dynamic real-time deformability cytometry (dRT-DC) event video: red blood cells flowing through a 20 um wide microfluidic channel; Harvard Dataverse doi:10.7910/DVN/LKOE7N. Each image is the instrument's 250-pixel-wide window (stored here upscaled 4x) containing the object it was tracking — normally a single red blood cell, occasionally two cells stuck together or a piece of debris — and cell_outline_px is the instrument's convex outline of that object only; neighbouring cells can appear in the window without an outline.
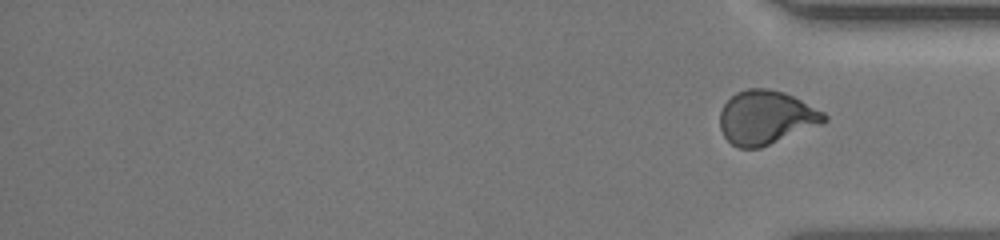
{"species": "human", "species_latin": "Homo sapiens", "temperature_condition": "room temperature", "stored_images_in_passage": 27, "segment_of_instrument_passage": [2, 2], "camera_frame_rate_fps": 3000, "um_per_image_px": 0.085, "donor": {"sex": "female"}, "frame": {"image": 1, "passage_image": 27, "time_ms": 12.667, "image_size_px": [1000, 240], "cell_outline_px": [[828, 120], [824, 124], [760, 148], [736, 148], [724, 136], [720, 128], [720, 112], [724, 104], [736, 92], [748, 88], [764, 88], [784, 92], [824, 112], [828, 116]], "centroid_in_image_um": [65.13, 10.0], "position_along_channel_um": 370.1, "area_um2": 32.83}}